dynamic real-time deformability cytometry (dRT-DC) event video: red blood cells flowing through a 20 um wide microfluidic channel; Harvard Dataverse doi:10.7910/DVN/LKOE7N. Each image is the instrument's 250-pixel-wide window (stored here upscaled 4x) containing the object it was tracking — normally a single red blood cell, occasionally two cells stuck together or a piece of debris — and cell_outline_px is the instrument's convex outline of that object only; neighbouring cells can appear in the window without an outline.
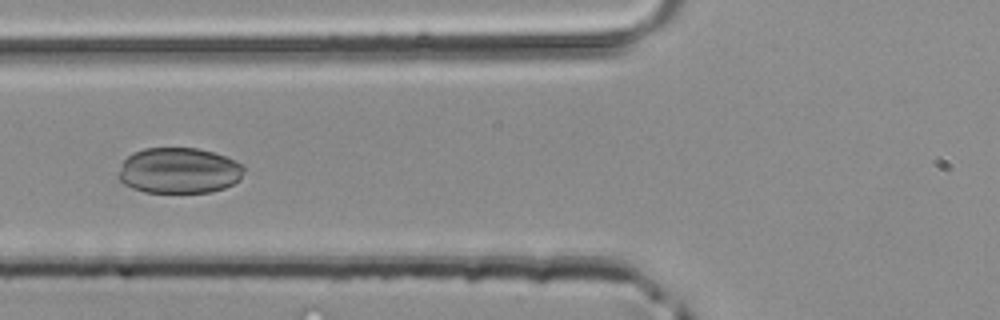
{"species": "common noctule bat (a hibernating species)", "species_latin": "Nyctalus noctula", "temperature_condition": "room temperature", "stored_images_in_passage": 31, "camera_frame_rate_fps": 3000, "um_per_image_px": 0.085, "animal": {"sex": "male", "body_mass_g": 20.4}, "frame": {"image": 1, "passage_image": 4, "time_ms": 1.0, "image_size_px": [1000, 320], "cell_outline_px": [[244, 172], [240, 180], [224, 188], [208, 192], [144, 192], [132, 188], [124, 184], [116, 176], [124, 160], [132, 152], [144, 148], [196, 148], [212, 152], [236, 160], [244, 164]], "centroid_in_image_um": [15.21, 14.49], "position_along_channel_um": 110.6, "area_um2": 33.64}}
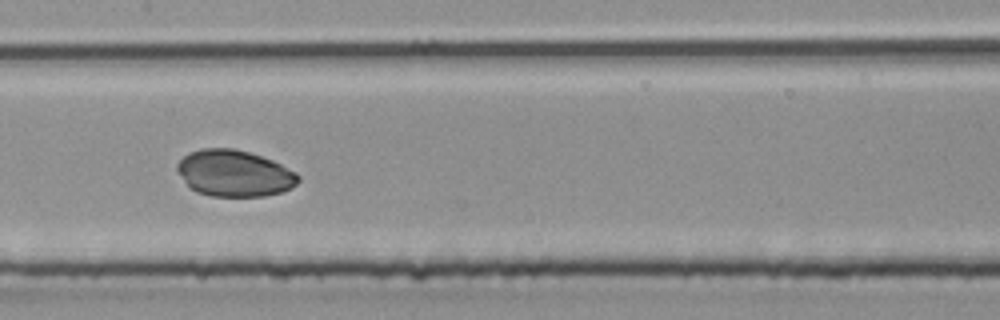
{"frame": {"image": 2, "passage_image": 9, "time_ms": 2.667, "image_size_px": [1000, 320], "cell_outline_px": [[300, 180], [292, 188], [280, 192], [264, 196], [212, 196], [196, 192], [184, 180], [176, 168], [176, 164], [188, 152], [200, 148], [232, 148], [248, 152], [272, 160], [296, 172], [300, 176]], "centroid_in_image_um": [19.92, 14.73], "position_along_channel_um": 187.5, "area_um2": 32.66}}
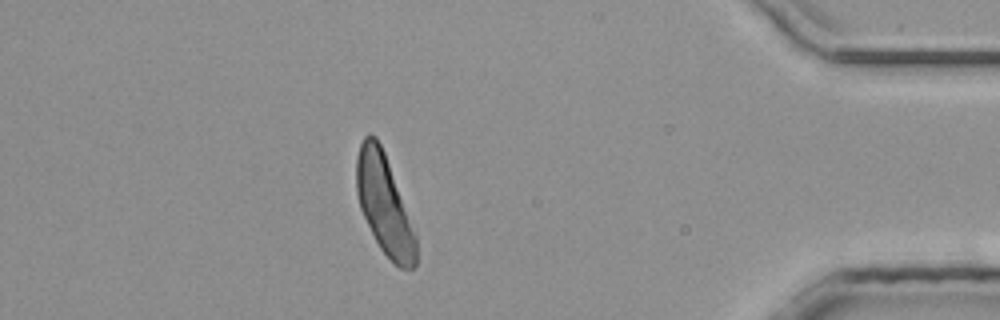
{"frame": {"image": 3, "passage_image": 26, "time_ms": 8.333, "image_size_px": [1000, 320], "cell_outline_px": [[416, 264], [412, 268], [400, 268], [380, 248], [360, 208], [356, 192], [356, 156], [360, 144], [364, 136], [376, 136], [384, 152], [416, 232]], "centroid_in_image_um": [32.66, 17.37], "position_along_channel_um": 402.5, "area_um2": 34.04}}